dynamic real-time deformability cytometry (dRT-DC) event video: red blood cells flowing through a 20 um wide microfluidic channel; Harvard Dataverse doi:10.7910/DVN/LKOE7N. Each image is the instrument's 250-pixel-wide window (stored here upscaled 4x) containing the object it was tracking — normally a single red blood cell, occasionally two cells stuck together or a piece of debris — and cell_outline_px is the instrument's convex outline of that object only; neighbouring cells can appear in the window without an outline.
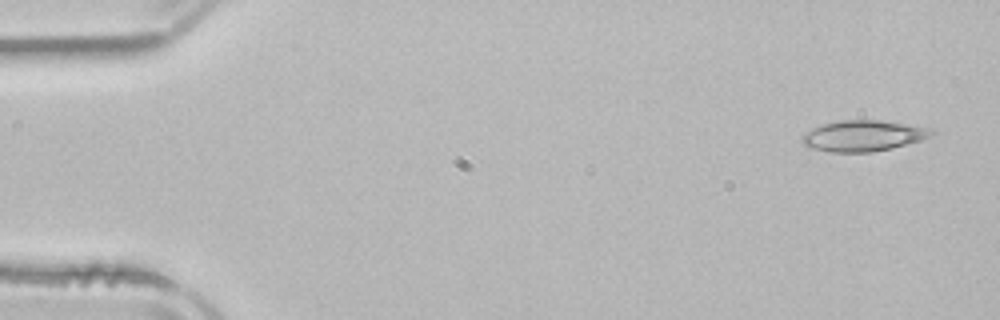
{"species": "common noctule bat (a hibernating species)", "species_latin": "Nyctalus noctula", "temperature_condition": "room temperature", "stored_images_in_passage": 3, "camera_frame_rate_fps": 3000, "um_per_image_px": 0.085, "animal": {"sex": "male", "body_mass_g": 21.5, "forearm_length_mm": 52.0}, "frame": {"image": 1, "passage_image": 3, "time_ms": 4.333, "image_size_px": [1000, 320], "cell_outline_px": [[936, 132], [920, 140], [892, 148], [872, 152], [832, 152], [808, 148], [800, 140], [800, 136], [812, 128], [824, 124], [840, 120], [880, 120], [932, 128]], "centroid_in_image_um": [73.33, 11.54], "position_along_channel_um": 11.7, "area_um2": 23.29}}